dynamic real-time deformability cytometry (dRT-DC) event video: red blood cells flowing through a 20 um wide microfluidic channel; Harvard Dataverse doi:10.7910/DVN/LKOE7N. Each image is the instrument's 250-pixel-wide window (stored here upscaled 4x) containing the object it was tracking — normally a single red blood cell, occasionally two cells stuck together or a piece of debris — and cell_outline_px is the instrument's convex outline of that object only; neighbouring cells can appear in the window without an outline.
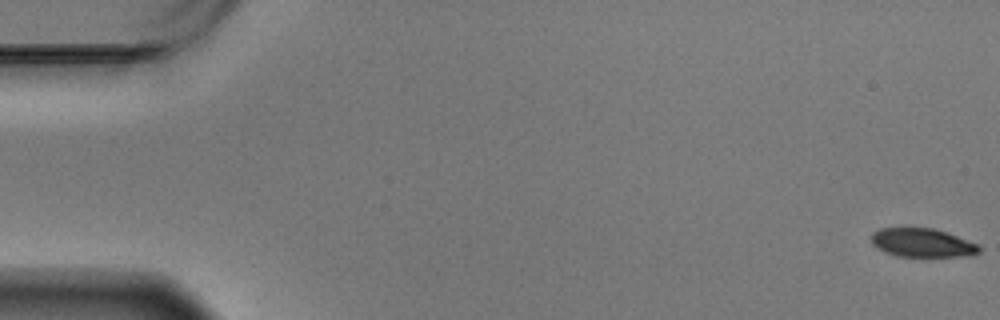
{"species": "Egyptian fruit bat (a non-hibernating species)", "species_latin": "Rousettus aegyptiacus", "temperature_condition": "warm", "stored_images_in_passage": 60, "camera_frame_rate_fps": 3000, "um_per_image_px": 0.085, "animal": {"sex": "male"}, "frame": {"image": 1, "passage_image": 1, "time_ms": 0.0, "image_size_px": [1000, 320], "cell_outline_px": [[980, 252], [960, 256], [896, 256], [884, 252], [872, 244], [872, 232], [880, 228], [900, 224], [932, 228], [956, 236], [976, 244], [980, 248]], "centroid_in_image_um": [78.26, 20.58], "position_along_channel_um": 6.7, "area_um2": 18.38}}
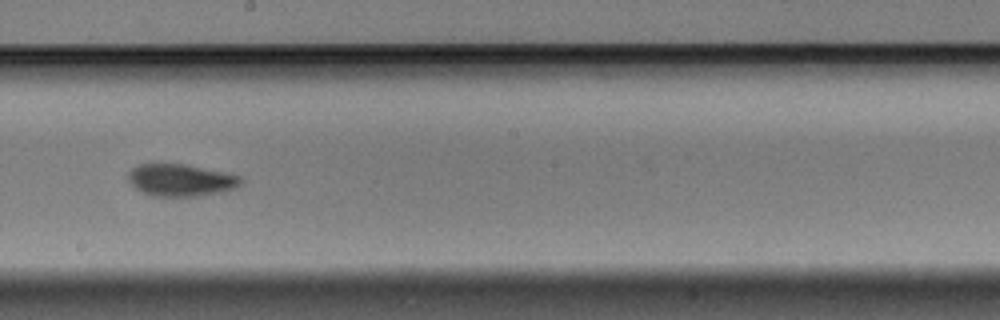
{"frame": {"image": 2, "passage_image": 34, "time_ms": 11.0, "image_size_px": [1000, 320], "cell_outline_px": [[244, 180], [236, 188], [224, 192], [200, 196], [152, 196], [140, 192], [128, 180], [128, 172], [132, 168], [140, 164], [184, 164], [224, 172], [240, 176]], "centroid_in_image_um": [15.38, 15.32], "position_along_channel_um": 232.8, "area_um2": 21.21}}
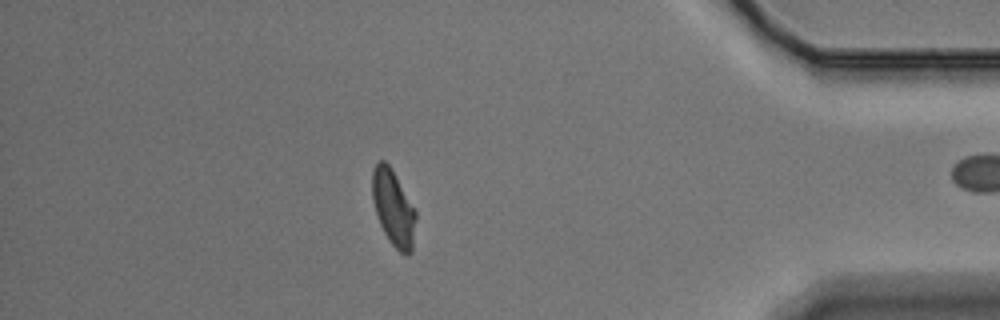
{"frame": {"image": 3, "passage_image": 52, "time_ms": 17.0, "image_size_px": [1000, 320], "cell_outline_px": [[416, 220], [412, 252], [408, 256], [404, 256], [388, 240], [380, 224], [372, 200], [372, 168], [380, 160], [384, 160], [392, 168], [416, 208]], "centroid_in_image_um": [33.46, 17.67], "position_along_channel_um": 401.7, "area_um2": 19.71}, "authors_computed_cell_mechanics": {"area_um2": 20.2878, "velocity_mm_per_s": 3.4604, "shape_relaxation_time_tau1_ms": 4.2736, "shape_relaxation_time_tau2_ms": 5.6468, "deformation_change_tau1": 0.1337, "deformation_change_tau2": 0.0859}}